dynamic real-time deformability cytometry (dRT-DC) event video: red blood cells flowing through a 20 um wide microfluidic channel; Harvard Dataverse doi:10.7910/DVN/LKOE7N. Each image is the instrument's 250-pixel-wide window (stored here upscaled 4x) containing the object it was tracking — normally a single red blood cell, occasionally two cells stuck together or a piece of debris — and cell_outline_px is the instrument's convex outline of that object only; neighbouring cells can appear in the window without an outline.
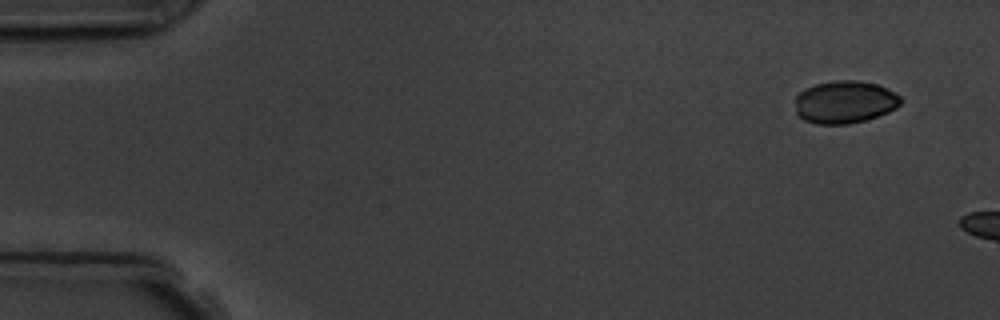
{"species": "common noctule bat (a hibernating species)", "species_latin": "Nyctalus noctula", "temperature_condition": "room temperature", "stored_images_in_passage": 3, "camera_frame_rate_fps": 3000, "um_per_image_px": 0.085, "animal": {"sex": "male", "body_mass_g": 19.5, "forearm_length_mm": 54.6}, "frame": {"image": 1, "passage_image": 1, "time_ms": 0.0, "image_size_px": [1000, 320], "cell_outline_px": [[904, 100], [896, 108], [888, 112], [864, 120], [848, 124], [816, 124], [804, 120], [796, 112], [796, 96], [804, 88], [816, 84], [836, 80], [856, 80], [876, 84], [900, 96]], "centroid_in_image_um": [71.79, 8.67], "position_along_channel_um": 13.2, "area_um2": 26.07}}